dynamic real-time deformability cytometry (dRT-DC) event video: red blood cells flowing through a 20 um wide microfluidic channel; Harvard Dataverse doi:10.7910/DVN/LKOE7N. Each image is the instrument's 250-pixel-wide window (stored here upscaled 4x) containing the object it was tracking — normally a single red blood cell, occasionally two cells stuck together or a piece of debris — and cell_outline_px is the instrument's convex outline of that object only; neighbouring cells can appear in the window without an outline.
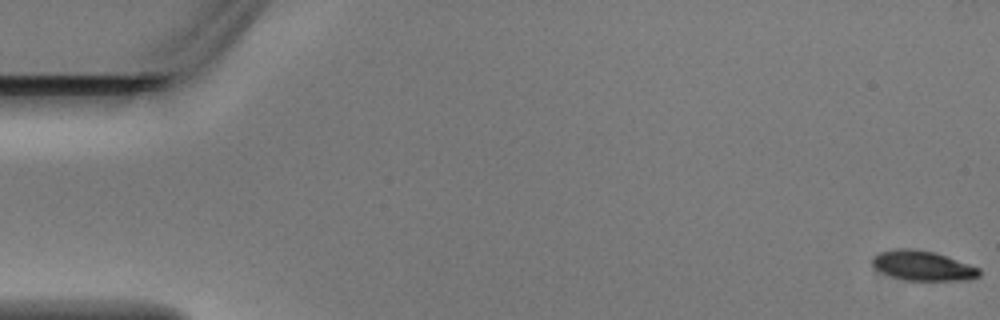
{"species": "Egyptian fruit bat (a non-hibernating species)", "species_latin": "Rousettus aegyptiacus", "temperature_condition": "warm", "stored_images_in_passage": 6, "camera_frame_rate_fps": 3000, "um_per_image_px": 0.085, "animal": {"sex": "male"}, "frame": {"image": 1, "passage_image": 1, "time_ms": 0.0, "image_size_px": [1000, 320], "cell_outline_px": [[980, 276], [972, 280], [904, 280], [892, 276], [876, 268], [872, 264], [872, 256], [876, 252], [896, 248], [912, 248], [936, 252], [980, 268]], "centroid_in_image_um": [78.44, 22.57], "position_along_channel_um": 6.6, "area_um2": 18.73}}
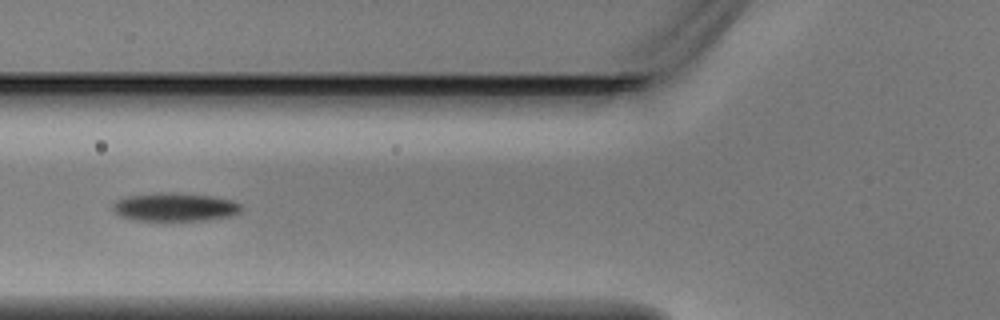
{"frame": {"image": 2, "passage_image": 6, "time_ms": 1.667, "image_size_px": [1000, 320], "cell_outline_px": [[244, 208], [240, 212], [232, 216], [208, 220], [132, 220], [120, 216], [112, 208], [112, 204], [116, 200], [128, 196], [160, 192], [212, 196], [232, 200], [240, 204]], "centroid_in_image_um": [14.88, 17.6], "position_along_channel_um": 110.9, "area_um2": 21.21}}